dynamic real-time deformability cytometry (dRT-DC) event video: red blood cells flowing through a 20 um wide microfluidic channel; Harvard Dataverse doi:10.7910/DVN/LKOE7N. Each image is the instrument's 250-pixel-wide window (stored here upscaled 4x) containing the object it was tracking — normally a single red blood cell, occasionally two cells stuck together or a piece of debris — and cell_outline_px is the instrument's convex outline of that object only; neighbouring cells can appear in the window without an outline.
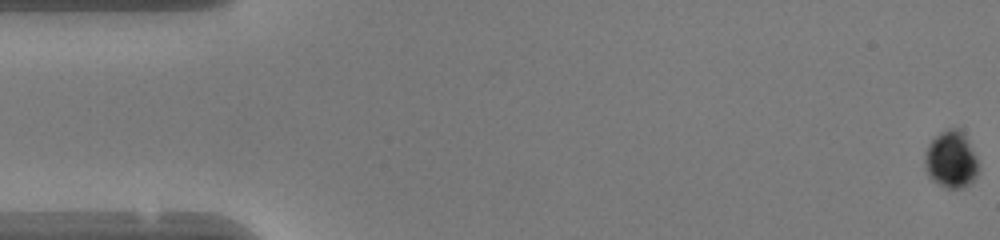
{"species": "human", "species_latin": "Homo sapiens", "temperature_condition": "warm", "stored_images_in_passage": 54, "camera_frame_rate_fps": 3000, "um_per_image_px": 0.085, "donor": {"sex": "female"}, "frame": {"image": 1, "passage_image": 1, "time_ms": 0.0, "image_size_px": [1000, 240], "cell_outline_px": [[976, 176], [964, 188], [944, 188], [932, 180], [928, 176], [924, 168], [924, 152], [928, 144], [940, 132], [948, 128], [956, 128], [964, 132], [976, 156]], "centroid_in_image_um": [80.79, 13.56], "position_along_channel_um": 4.2, "area_um2": 17.86}}
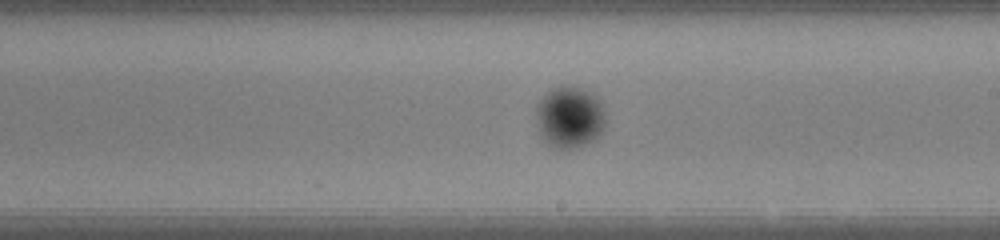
{"frame": {"image": 2, "passage_image": 31, "time_ms": 10.0, "image_size_px": [1000, 240], "cell_outline_px": [[604, 128], [600, 136], [596, 140], [580, 148], [564, 152], [552, 148], [544, 140], [540, 132], [536, 116], [536, 108], [544, 92], [560, 84], [572, 84], [596, 96], [600, 100], [604, 108]], "centroid_in_image_um": [48.42, 9.99], "position_along_channel_um": 240.6, "area_um2": 25.95}}
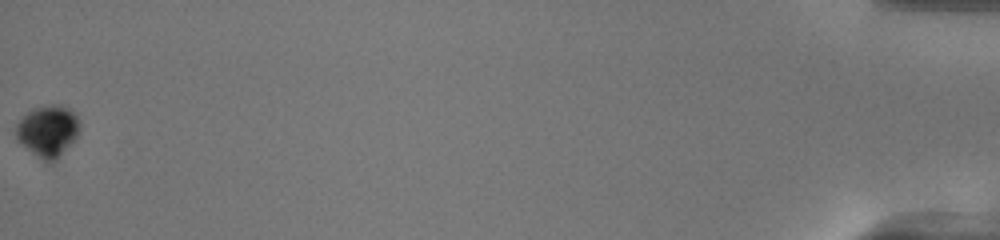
{"frame": {"image": 3, "passage_image": 54, "time_ms": 17.667, "image_size_px": [1000, 240], "cell_outline_px": [[80, 132], [76, 140], [52, 164], [36, 156], [20, 144], [16, 140], [16, 124], [32, 108], [52, 104], [64, 104], [72, 108], [76, 112], [80, 120]], "centroid_in_image_um": [4.13, 11.12], "position_along_channel_um": 431.1, "area_um2": 19.83}}